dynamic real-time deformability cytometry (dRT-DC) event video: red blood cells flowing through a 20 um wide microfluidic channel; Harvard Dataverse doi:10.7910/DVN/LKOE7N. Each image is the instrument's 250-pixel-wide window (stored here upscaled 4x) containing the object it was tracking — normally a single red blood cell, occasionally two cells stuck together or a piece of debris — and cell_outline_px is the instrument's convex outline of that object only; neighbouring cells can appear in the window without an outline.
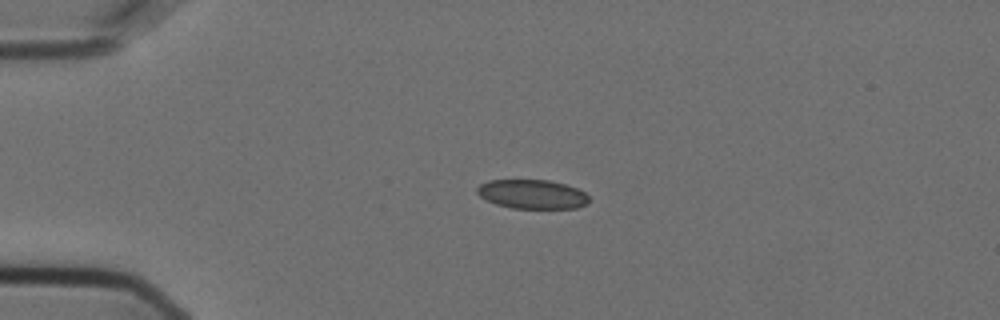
{"species": "Egyptian fruit bat (a non-hibernating species)", "species_latin": "Rousettus aegyptiacus", "temperature_condition": "cold", "stored_images_in_passage": 32, "camera_frame_rate_fps": 3000, "um_per_image_px": 0.085, "animal": {"sex": "female"}, "frame": {"image": 1, "passage_image": 1, "time_ms": 0.0, "image_size_px": [1000, 320], "cell_outline_px": [[588, 204], [576, 208], [512, 208], [496, 204], [480, 196], [476, 192], [476, 188], [480, 184], [488, 180], [548, 180], [564, 184], [576, 188], [584, 192], [588, 196]], "centroid_in_image_um": [45.22, 16.5], "position_along_channel_um": 39.8, "area_um2": 18.9}}
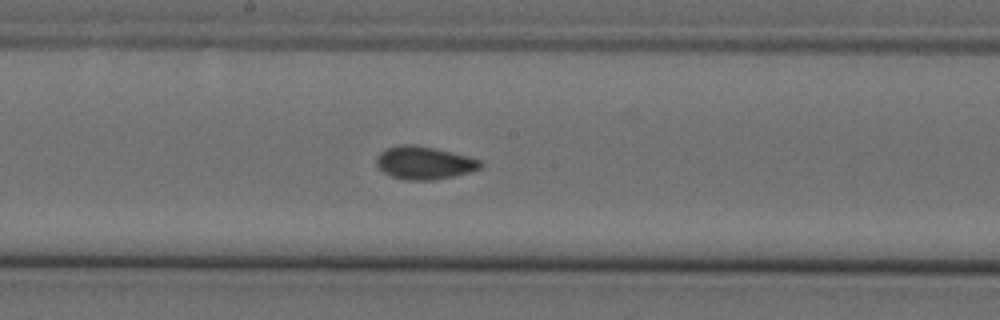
{"frame": {"image": 2, "passage_image": 18, "time_ms": 5.667, "image_size_px": [1000, 320], "cell_outline_px": [[484, 164], [480, 168], [468, 172], [436, 180], [408, 180], [392, 176], [384, 172], [376, 164], [376, 156], [380, 152], [388, 148], [400, 144], [416, 144], [436, 148], [468, 156], [480, 160]], "centroid_in_image_um": [36.06, 13.82], "position_along_channel_um": 212.1, "area_um2": 19.94}}
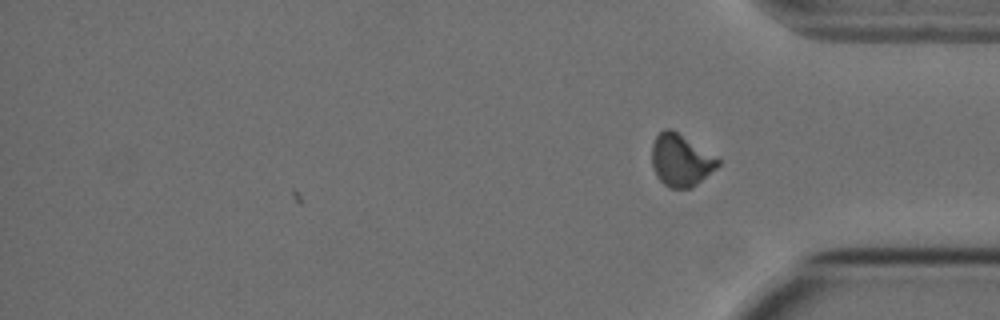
{"frame": {"image": 3, "passage_image": 32, "time_ms": 10.333, "image_size_px": [1000, 320], "cell_outline_px": [[720, 164], [716, 168], [692, 188], [668, 188], [656, 176], [652, 164], [652, 144], [656, 136], [664, 128], [672, 128], [720, 160]], "centroid_in_image_um": [57.84, 13.62], "position_along_channel_um": 377.4, "area_um2": 19.94}, "authors_computed_cell_mechanics": {"area_um2": 19.4786, "velocity_mm_per_s": 3.623, "shape_relaxation_time_tau1_ms": null, "shape_relaxation_time_tau2_ms": 1.2508, "deformation_change_tau1": null, "deformation_change_tau2": 0.0574}}